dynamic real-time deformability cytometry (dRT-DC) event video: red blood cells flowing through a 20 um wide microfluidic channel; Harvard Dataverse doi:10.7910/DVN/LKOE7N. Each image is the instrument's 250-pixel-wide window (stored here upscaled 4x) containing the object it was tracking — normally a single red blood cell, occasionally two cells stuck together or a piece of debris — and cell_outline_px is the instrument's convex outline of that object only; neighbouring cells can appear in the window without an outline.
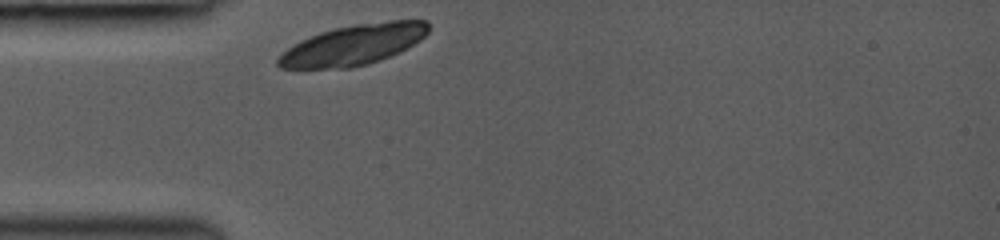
{"species": "common noctule bat (a hibernating species)", "species_latin": "Nyctalus noctula", "temperature_condition": "room temperature", "stored_images_in_passage": 28, "camera_frame_rate_fps": 3000, "um_per_image_px": 0.085, "animal": {"sex": "female", "body_mass_g": 19.0, "forearm_length_mm": 53.3}, "frame": {"image": 1, "passage_image": 1, "time_ms": 0.0, "image_size_px": [1000, 240], "cell_outline_px": [[428, 32], [420, 40], [380, 60], [368, 64], [352, 68], [280, 68], [276, 64], [276, 60], [288, 48], [300, 40], [320, 32], [332, 28], [356, 24], [392, 20], [428, 20]], "centroid_in_image_um": [30.02, 3.8], "position_along_channel_um": 55.0, "area_um2": 35.08}}